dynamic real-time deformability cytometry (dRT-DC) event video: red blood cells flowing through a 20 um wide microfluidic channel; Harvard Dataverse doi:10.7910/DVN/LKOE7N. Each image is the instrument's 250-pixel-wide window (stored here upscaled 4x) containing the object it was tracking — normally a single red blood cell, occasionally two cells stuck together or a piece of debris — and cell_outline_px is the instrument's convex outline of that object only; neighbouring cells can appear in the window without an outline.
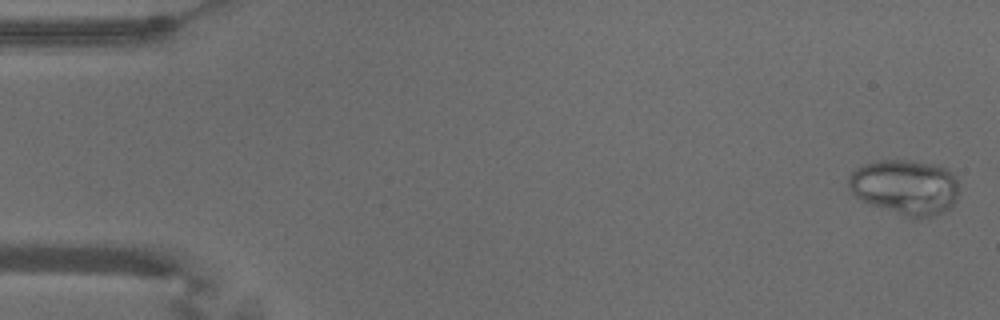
{"species": "common noctule bat (a hibernating species)", "species_latin": "Nyctalus noctula", "temperature_condition": "warm", "stored_images_in_passage": 55, "segment_of_instrument_passage": [1, 2], "camera_frame_rate_fps": 3000, "um_per_image_px": 0.085, "animal": {"sex": "male", "body_mass_g": 18.8}, "frame": {"image": 1, "passage_image": 2, "time_ms": 0.333, "image_size_px": [1000, 320], "cell_outline_px": [[956, 200], [948, 208], [932, 216], [912, 220], [860, 200], [848, 188], [848, 176], [856, 168], [864, 164], [880, 160], [908, 160], [932, 164], [944, 168], [956, 176]], "centroid_in_image_um": [76.89, 15.92], "position_along_channel_um": 8.1, "area_um2": 35.49}}
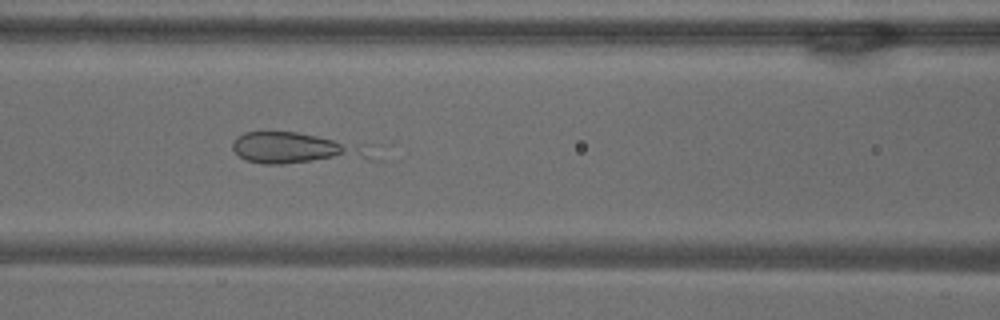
{"frame": {"image": 2, "passage_image": 24, "time_ms": 7.667, "image_size_px": [1000, 320], "cell_outline_px": [[392, 144], [380, 160], [284, 164], [264, 164], [244, 160], [232, 148], [232, 140], [236, 136], [244, 132], [296, 132], [392, 140]], "centroid_in_image_um": [26.08, 12.57], "position_along_channel_um": 140.5, "area_um2": 30.35}}
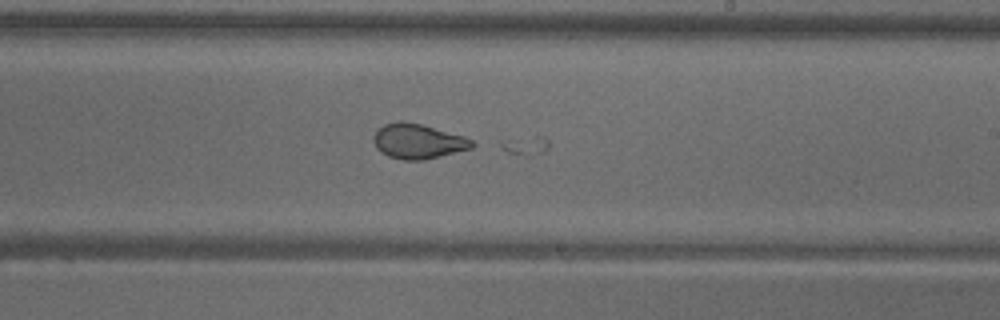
{"frame": {"image": 3, "passage_image": 33, "time_ms": 10.667, "image_size_px": [1000, 320], "cell_outline_px": [[476, 144], [472, 148], [424, 160], [400, 160], [388, 156], [380, 152], [376, 148], [372, 140], [372, 136], [384, 124], [400, 120], [404, 120], [420, 124], [464, 136], [472, 140]], "centroid_in_image_um": [35.5, 12.01], "position_along_channel_um": 253.5, "area_um2": 20.11}}